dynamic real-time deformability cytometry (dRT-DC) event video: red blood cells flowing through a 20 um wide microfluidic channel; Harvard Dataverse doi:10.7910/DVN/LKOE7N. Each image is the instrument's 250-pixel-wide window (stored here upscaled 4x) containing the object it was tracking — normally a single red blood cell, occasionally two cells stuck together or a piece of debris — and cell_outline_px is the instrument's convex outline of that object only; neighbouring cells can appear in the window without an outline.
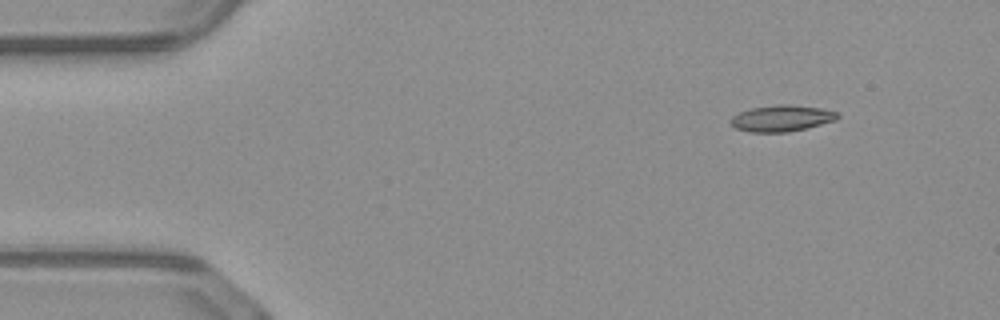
{"species": "common noctule bat (a hibernating species)", "species_latin": "Nyctalus noctula", "temperature_condition": "warm", "stored_images_in_passage": 9, "camera_frame_rate_fps": 3000, "um_per_image_px": 0.085, "animal": {"sex": "male", "body_mass_g": 23.1, "forearm_length_mm": 52.7}, "frame": {"image": 1, "passage_image": 1, "time_ms": 0.0, "image_size_px": [1000, 320], "cell_outline_px": [[840, 116], [836, 120], [788, 132], [748, 132], [736, 128], [728, 120], [732, 116], [740, 112], [752, 108], [776, 104], [788, 104], [820, 108], [836, 112]], "centroid_in_image_um": [66.4, 10.05], "position_along_channel_um": 18.6, "area_um2": 16.24}}